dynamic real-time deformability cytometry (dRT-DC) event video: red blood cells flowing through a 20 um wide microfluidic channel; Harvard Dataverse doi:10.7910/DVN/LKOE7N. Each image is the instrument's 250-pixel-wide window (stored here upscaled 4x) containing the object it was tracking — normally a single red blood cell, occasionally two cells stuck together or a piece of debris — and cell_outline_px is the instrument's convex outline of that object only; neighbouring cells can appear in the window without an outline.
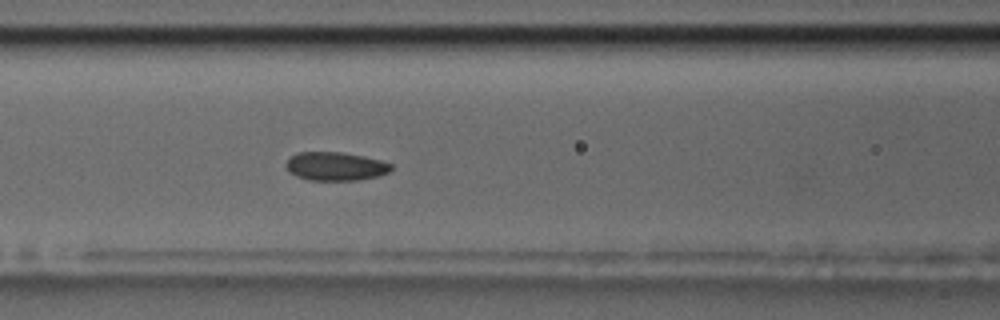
{"species": "common noctule bat (a hibernating species)", "species_latin": "Nyctalus noctula", "temperature_condition": "room temperature", "stored_images_in_passage": 57, "camera_frame_rate_fps": 3000, "um_per_image_px": 0.085, "animal": {"sex": "male", "body_mass_g": 17.5, "forearm_length_mm": 52.3}, "frame": {"image": 1, "passage_image": 24, "time_ms": 7.667, "image_size_px": [1000, 320], "cell_outline_px": [[392, 168], [388, 172], [376, 176], [360, 180], [308, 180], [296, 176], [288, 172], [284, 164], [288, 156], [296, 152], [344, 152], [364, 156], [380, 160], [392, 164]], "centroid_in_image_um": [28.45, 14.12], "position_along_channel_um": 138.2, "area_um2": 17.74}}
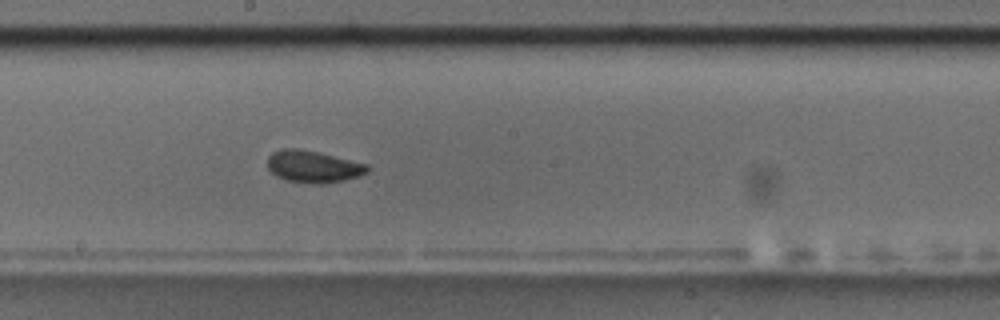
{"frame": {"image": 2, "passage_image": 31, "time_ms": 10.0, "image_size_px": [1000, 320], "cell_outline_px": [[368, 172], [360, 176], [344, 180], [324, 184], [316, 184], [288, 180], [276, 176], [268, 168], [268, 156], [272, 152], [280, 148], [296, 148], [316, 152], [368, 164]], "centroid_in_image_um": [26.61, 14.16], "position_along_channel_um": 221.6, "area_um2": 18.5}}
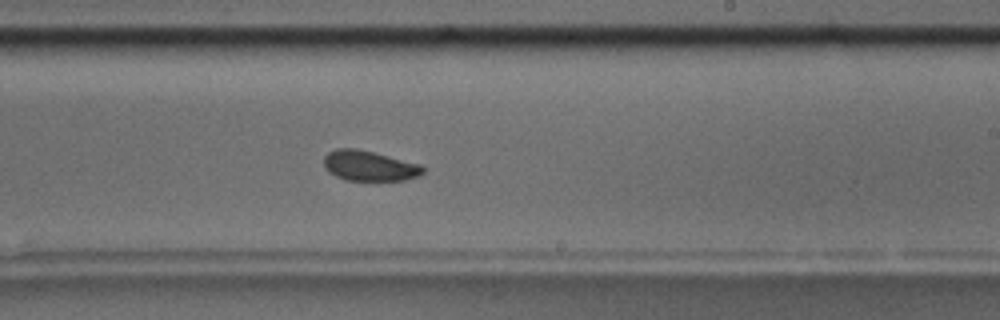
{"frame": {"image": 3, "passage_image": 34, "time_ms": 11.0, "image_size_px": [1000, 320], "cell_outline_px": [[424, 172], [420, 176], [404, 180], [344, 180], [328, 172], [324, 168], [324, 156], [328, 152], [336, 148], [356, 148], [420, 164], [424, 168]], "centroid_in_image_um": [31.36, 14.1], "position_along_channel_um": 257.6, "area_um2": 17.46}, "authors_computed_cell_mechanics": {"area_um2": 18.0336, "velocity_mm_per_s": 3.6113, "shape_relaxation_time_tau1_ms": 4.6348, "shape_relaxation_time_tau2_ms": 2.0483, "deformation_change_tau1": 0.0705, "deformation_change_tau2": 0.0573}}